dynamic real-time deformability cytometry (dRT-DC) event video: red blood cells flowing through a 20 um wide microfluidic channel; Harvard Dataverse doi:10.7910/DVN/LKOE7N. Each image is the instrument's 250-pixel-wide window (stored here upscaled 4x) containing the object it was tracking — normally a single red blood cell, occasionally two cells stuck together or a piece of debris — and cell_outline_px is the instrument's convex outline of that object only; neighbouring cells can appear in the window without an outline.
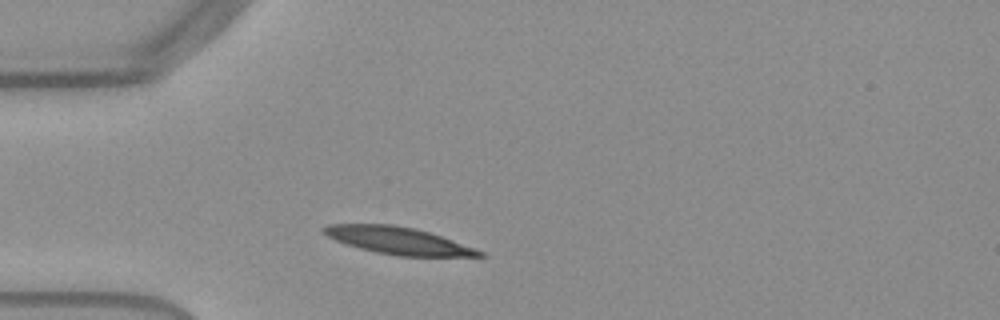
{"species": "Egyptian fruit bat (a non-hibernating species)", "species_latin": "Rousettus aegyptiacus", "temperature_condition": "warm", "stored_images_in_passage": 24, "camera_frame_rate_fps": 3000, "um_per_image_px": 0.085, "frame": {"image": 1, "passage_image": 1, "time_ms": 0.0, "image_size_px": [1000, 320], "cell_outline_px": [[488, 256], [396, 256], [376, 252], [360, 248], [336, 240], [320, 232], [320, 228], [328, 224], [396, 224], [416, 228], [452, 240], [484, 252]], "centroid_in_image_um": [33.8, 20.44], "position_along_channel_um": 51.2, "area_um2": 24.51}}
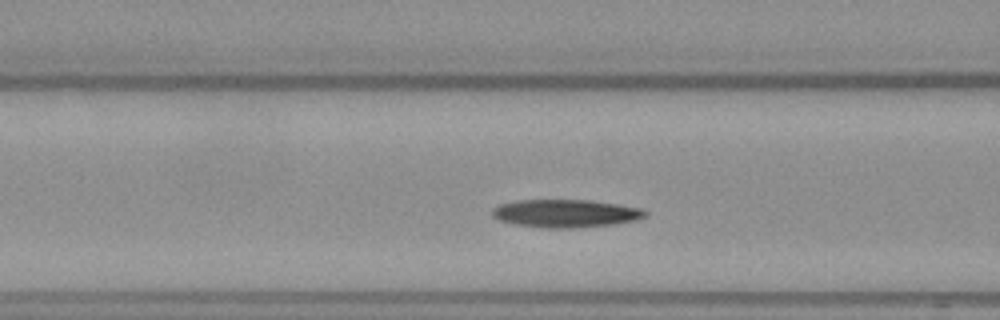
{"frame": {"image": 2, "passage_image": 9, "time_ms": 2.667, "image_size_px": [1000, 320], "cell_outline_px": [[648, 212], [644, 216], [632, 220], [612, 224], [572, 228], [544, 228], [516, 224], [500, 220], [492, 216], [492, 208], [500, 204], [516, 200], [588, 200], [616, 204], [640, 208]], "centroid_in_image_um": [48.01, 18.13], "position_along_channel_um": 118.6, "area_um2": 24.57}}
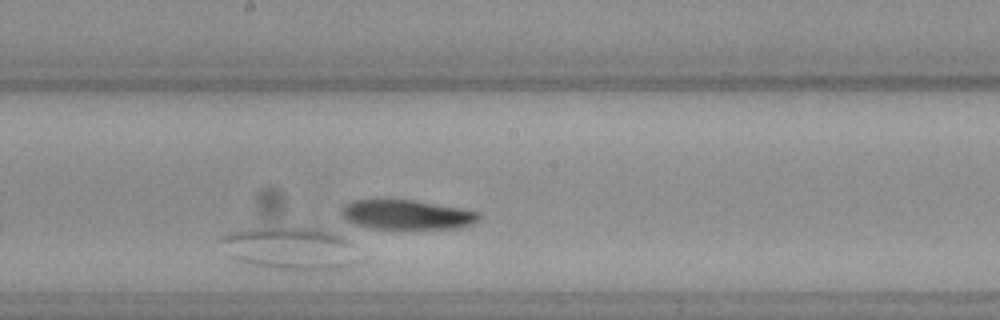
{"frame": {"image": 3, "passage_image": 19, "time_ms": 6.0, "image_size_px": [1000, 320], "cell_outline_px": [[352, 264], [344, 268], [308, 272], [272, 268], [248, 264], [236, 260], [228, 256], [216, 240], [224, 232], [248, 228], [316, 228], [328, 232], [344, 240], [348, 244]], "centroid_in_image_um": [24.4, 21.13], "position_along_channel_um": 223.8, "area_um2": 33.99}}